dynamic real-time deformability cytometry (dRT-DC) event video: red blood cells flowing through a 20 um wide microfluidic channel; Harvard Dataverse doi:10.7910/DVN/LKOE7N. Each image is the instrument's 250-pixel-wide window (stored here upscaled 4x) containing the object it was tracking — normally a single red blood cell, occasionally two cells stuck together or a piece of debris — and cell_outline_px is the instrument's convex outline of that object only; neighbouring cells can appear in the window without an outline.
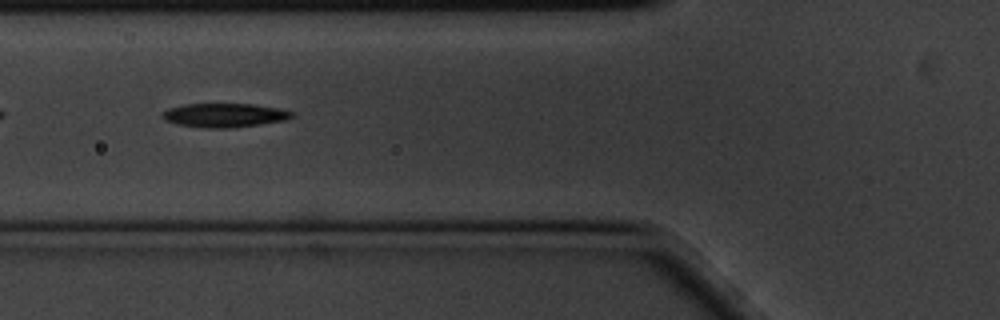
{"species": "common noctule bat (a hibernating species)", "species_latin": "Nyctalus noctula", "temperature_condition": "cold", "stored_images_in_passage": 19, "camera_frame_rate_fps": 3000, "um_per_image_px": 0.085, "animal": {"sex": "male", "body_mass_g": 20.1, "forearm_length_mm": 53.5}, "frame": {"image": 1, "passage_image": 6, "time_ms": 1.667, "image_size_px": [1000, 320], "cell_outline_px": [[296, 116], [288, 120], [260, 124], [228, 128], [204, 128], [176, 124], [164, 120], [160, 116], [168, 108], [184, 104], [252, 104], [280, 108], [292, 112]], "centroid_in_image_um": [19.09, 9.8], "position_along_channel_um": 106.7, "area_um2": 18.21}}
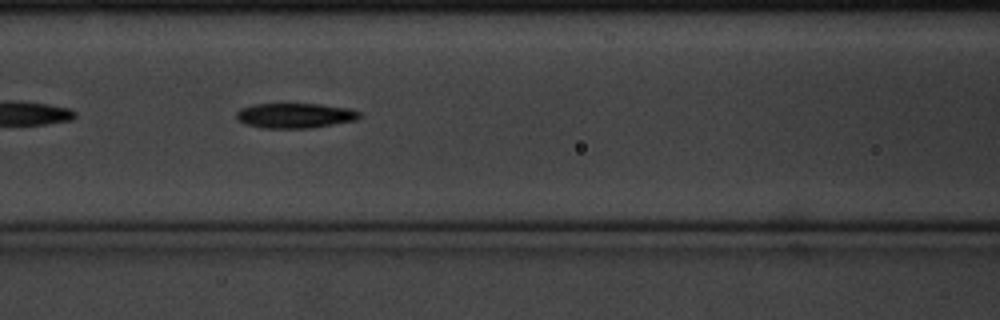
{"frame": {"image": 2, "passage_image": 9, "time_ms": 2.667, "image_size_px": [1000, 320], "cell_outline_px": [[360, 116], [356, 120], [308, 128], [260, 128], [244, 124], [236, 120], [236, 112], [240, 108], [256, 104], [320, 104], [348, 108], [360, 112]], "centroid_in_image_um": [25.01, 9.82], "position_along_channel_um": 141.6, "area_um2": 17.92}}